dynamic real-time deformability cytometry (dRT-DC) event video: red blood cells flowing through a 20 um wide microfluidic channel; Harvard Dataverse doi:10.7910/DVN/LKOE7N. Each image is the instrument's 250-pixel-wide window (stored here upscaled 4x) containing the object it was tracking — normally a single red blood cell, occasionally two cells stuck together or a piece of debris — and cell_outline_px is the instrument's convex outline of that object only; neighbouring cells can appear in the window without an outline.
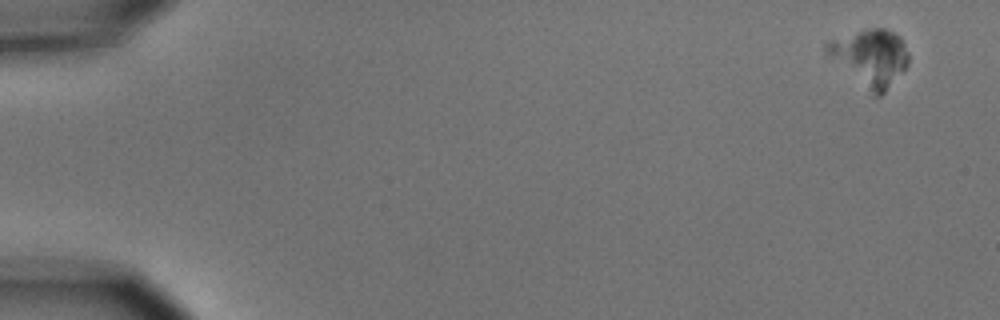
{"species": "common noctule bat (a hibernating species)", "species_latin": "Nyctalus noctula", "temperature_condition": "cold", "stored_images_in_passage": 5, "camera_frame_rate_fps": 3000, "um_per_image_px": 0.085, "animal": {"sex": "male", "body_mass_g": 15.6}, "frame": {"image": 1, "passage_image": 1, "time_ms": 0.0, "image_size_px": [1000, 320], "cell_outline_px": [[908, 64], [884, 92], [880, 96], [872, 96], [828, 56], [824, 52], [824, 44], [828, 40], [872, 28], [884, 28], [900, 36], [904, 44], [908, 56]], "centroid_in_image_um": [73.93, 4.91], "position_along_channel_um": 11.1, "area_um2": 26.76}}
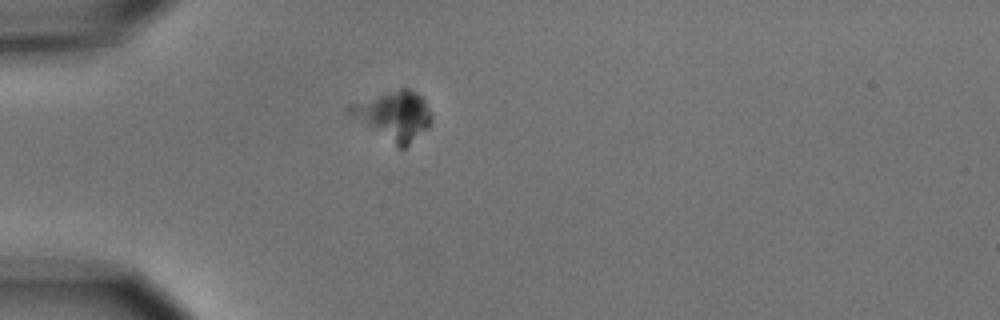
{"frame": {"image": 2, "passage_image": 5, "time_ms": 4.667, "image_size_px": [1000, 320], "cell_outline_px": [[432, 120], [428, 128], [404, 148], [400, 148], [352, 116], [348, 112], [348, 108], [352, 104], [400, 88], [408, 88], [416, 92], [424, 100], [432, 112]], "centroid_in_image_um": [33.55, 9.82], "position_along_channel_um": 51.4, "area_um2": 22.54}}